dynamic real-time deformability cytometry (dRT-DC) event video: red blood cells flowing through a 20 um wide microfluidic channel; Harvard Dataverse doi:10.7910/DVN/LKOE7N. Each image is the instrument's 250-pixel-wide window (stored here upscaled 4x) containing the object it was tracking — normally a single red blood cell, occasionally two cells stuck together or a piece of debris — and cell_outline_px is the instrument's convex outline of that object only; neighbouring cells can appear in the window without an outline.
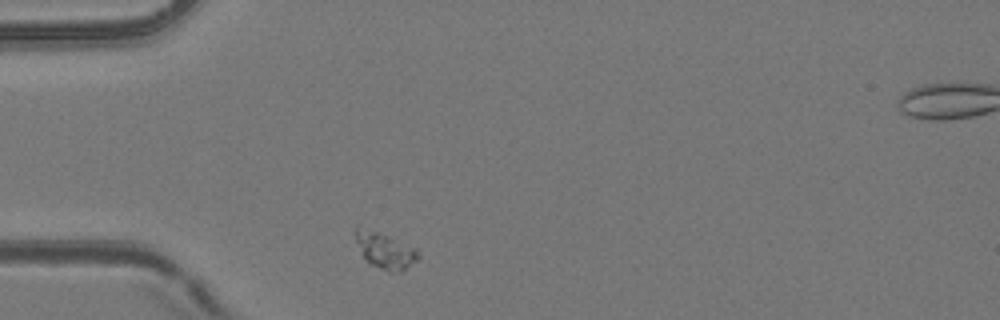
{"species": "common noctule bat (a hibernating species)", "species_latin": "Nyctalus noctula", "temperature_condition": "room temperature", "stored_images_in_passage": 2, "camera_frame_rate_fps": 3000, "um_per_image_px": 0.085, "animal": {"sex": "female", "body_mass_g": 24.6, "forearm_length_mm": 56.2}, "frame": {"image": 1, "passage_image": 1, "time_ms": 0.0, "image_size_px": [1000, 320], "cell_outline_px": [[420, 256], [416, 260], [400, 272], [388, 272], [372, 264], [360, 252], [356, 240], [356, 228], [380, 232], [416, 248], [420, 252]], "centroid_in_image_um": [32.78, 21.31], "position_along_channel_um": 52.2, "area_um2": 12.72}}